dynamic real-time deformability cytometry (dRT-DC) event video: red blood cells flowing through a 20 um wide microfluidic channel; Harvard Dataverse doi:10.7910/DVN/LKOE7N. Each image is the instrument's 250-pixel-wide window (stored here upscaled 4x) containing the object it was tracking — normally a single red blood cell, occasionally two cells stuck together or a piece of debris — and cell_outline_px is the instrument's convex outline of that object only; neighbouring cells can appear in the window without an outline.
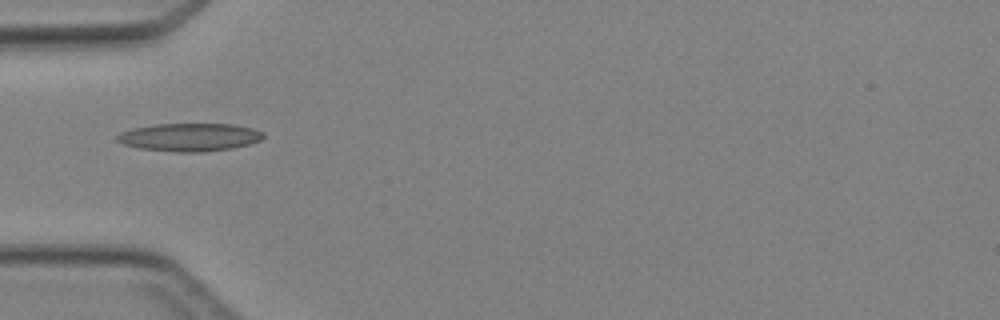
{"species": "Egyptian fruit bat (a non-hibernating species)", "species_latin": "Rousettus aegyptiacus", "temperature_condition": "cold", "stored_images_in_passage": 4, "camera_frame_rate_fps": 3000, "um_per_image_px": 0.085, "animal": {"sex": "female"}, "frame": {"image": 1, "passage_image": 4, "time_ms": 4.667, "image_size_px": [1000, 320], "cell_outline_px": [[264, 136], [260, 140], [252, 144], [232, 148], [204, 152], [176, 152], [140, 148], [124, 144], [116, 140], [116, 136], [120, 132], [132, 128], [152, 124], [232, 124], [252, 128], [264, 132]], "centroid_in_image_um": [16.12, 11.66], "position_along_channel_um": 68.9, "area_um2": 23.99}}